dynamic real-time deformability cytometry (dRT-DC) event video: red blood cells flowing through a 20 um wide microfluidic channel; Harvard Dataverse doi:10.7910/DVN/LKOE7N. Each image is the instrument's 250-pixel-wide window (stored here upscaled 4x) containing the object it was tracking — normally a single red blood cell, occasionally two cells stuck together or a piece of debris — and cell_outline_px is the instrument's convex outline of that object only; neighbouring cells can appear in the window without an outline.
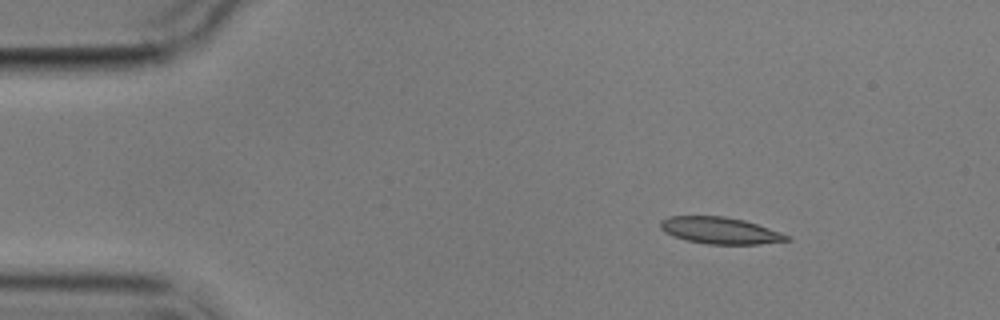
{"species": "common noctule bat (a hibernating species)", "species_latin": "Nyctalus noctula", "temperature_condition": "cold", "stored_images_in_passage": 5, "camera_frame_rate_fps": 3000, "um_per_image_px": 0.085, "animal": {"sex": "male", "body_mass_g": 17.9}, "frame": {"image": 1, "passage_image": 1, "time_ms": 0.0, "image_size_px": [1000, 320], "cell_outline_px": [[792, 240], [760, 244], [708, 244], [684, 240], [672, 236], [664, 232], [660, 228], [660, 220], [668, 216], [724, 216], [744, 220], [792, 236]], "centroid_in_image_um": [61.19, 19.6], "position_along_channel_um": 23.8, "area_um2": 19.83}}
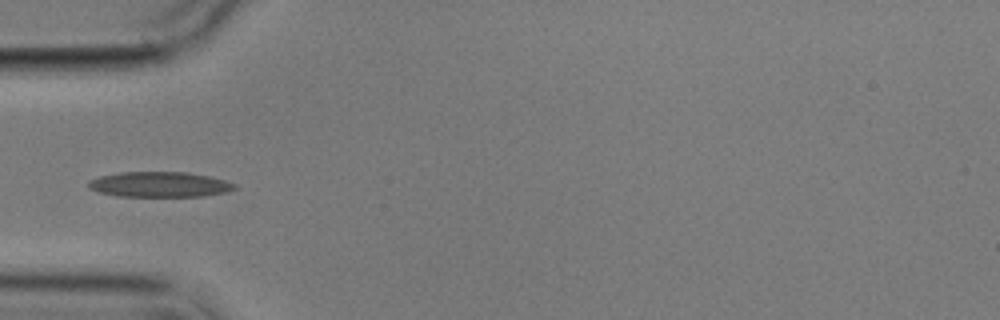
{"frame": {"image": 2, "passage_image": 4, "time_ms": 3.333, "image_size_px": [1000, 320], "cell_outline_px": [[236, 188], [224, 192], [204, 196], [116, 196], [100, 192], [88, 188], [88, 180], [100, 176], [120, 172], [188, 172], [208, 176], [224, 180], [236, 184]], "centroid_in_image_um": [13.53, 15.67], "position_along_channel_um": 71.5, "area_um2": 21.44}}
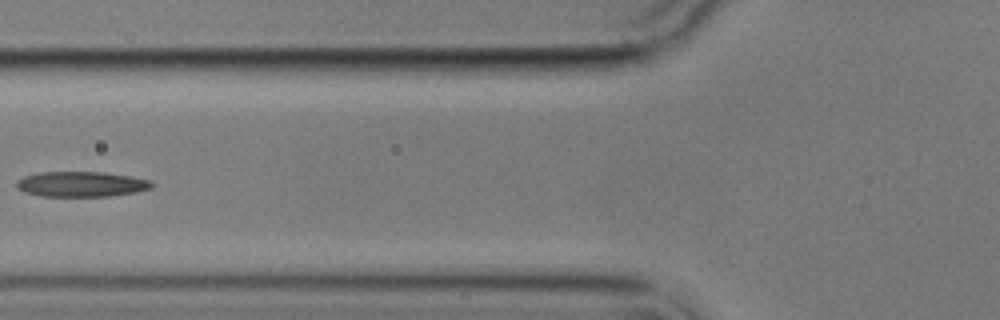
{"frame": {"image": 3, "passage_image": 5, "time_ms": 4.667, "image_size_px": [1000, 320], "cell_outline_px": [[156, 184], [152, 188], [136, 192], [108, 196], [40, 196], [24, 192], [16, 188], [16, 180], [24, 176], [40, 172], [104, 172], [132, 176], [152, 180]], "centroid_in_image_um": [6.94, 15.65], "position_along_channel_um": 118.9, "area_um2": 20.17}}